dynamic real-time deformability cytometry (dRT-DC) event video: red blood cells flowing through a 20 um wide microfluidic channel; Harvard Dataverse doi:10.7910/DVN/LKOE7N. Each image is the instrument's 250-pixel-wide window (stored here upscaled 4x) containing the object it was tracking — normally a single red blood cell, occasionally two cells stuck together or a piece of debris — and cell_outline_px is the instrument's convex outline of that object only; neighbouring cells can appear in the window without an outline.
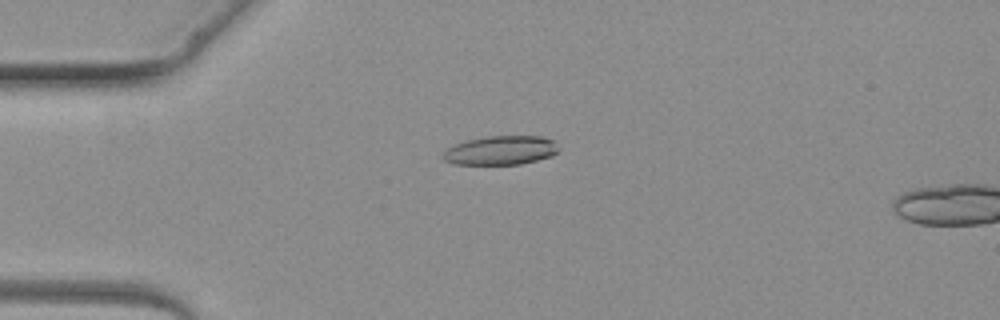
{"species": "common noctule bat (a hibernating species)", "species_latin": "Nyctalus noctula", "temperature_condition": "warm", "stored_images_in_passage": 3, "camera_frame_rate_fps": 3000, "um_per_image_px": 0.085, "animal": {"sex": "female", "body_mass_g": 19.3, "forearm_length_mm": 54.1}, "frame": {"image": 1, "passage_image": 2, "time_ms": 1.333, "image_size_px": [1000, 320], "cell_outline_px": [[560, 148], [552, 156], [520, 164], [452, 164], [444, 160], [444, 152], [448, 148], [456, 144], [468, 140], [488, 136], [544, 136], [556, 140]], "centroid_in_image_um": [42.63, 12.77], "position_along_channel_um": 42.4, "area_um2": 19.54}}